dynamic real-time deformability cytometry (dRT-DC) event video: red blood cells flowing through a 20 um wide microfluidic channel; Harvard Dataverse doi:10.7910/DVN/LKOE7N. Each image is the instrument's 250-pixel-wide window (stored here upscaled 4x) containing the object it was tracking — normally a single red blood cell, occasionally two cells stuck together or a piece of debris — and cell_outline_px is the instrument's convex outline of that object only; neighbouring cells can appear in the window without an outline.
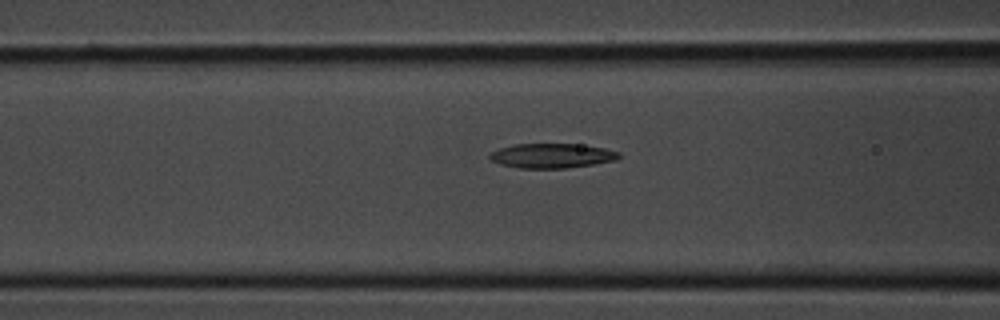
{"species": "common noctule bat (a hibernating species)", "species_latin": "Nyctalus noctula", "temperature_condition": "room temperature", "stored_images_in_passage": 30, "camera_frame_rate_fps": 3000, "um_per_image_px": 0.085, "animal": {"sex": "male", "body_mass_g": 20.1, "forearm_length_mm": 53.5}, "frame": {"image": 1, "passage_image": 8, "time_ms": 2.333, "image_size_px": [1000, 320], "cell_outline_px": [[620, 156], [616, 160], [568, 168], [520, 168], [500, 164], [492, 160], [488, 156], [492, 152], [500, 148], [516, 144], [572, 144], [604, 148], [620, 152]], "centroid_in_image_um": [46.91, 13.24], "position_along_channel_um": 119.7, "area_um2": 18.26}}
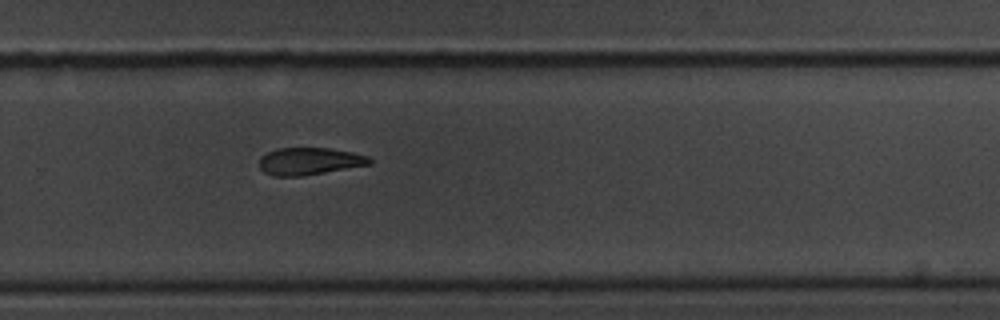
{"frame": {"image": 2, "passage_image": 18, "time_ms": 5.667, "image_size_px": [1000, 320], "cell_outline_px": [[372, 164], [304, 176], [272, 176], [264, 172], [260, 168], [260, 156], [268, 152], [280, 148], [328, 148], [352, 152], [368, 156], [372, 160]], "centroid_in_image_um": [26.31, 13.71], "position_along_channel_um": 303.5, "area_um2": 17.57}}
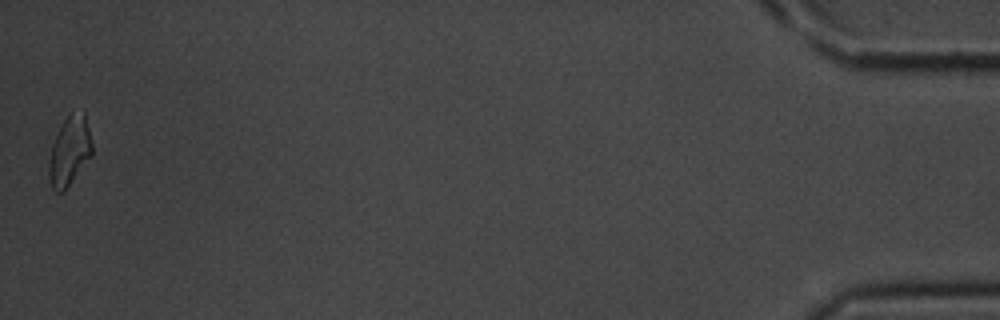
{"frame": {"image": 3, "passage_image": 30, "time_ms": 9.667, "image_size_px": [1000, 320], "cell_outline_px": [[92, 156], [64, 192], [56, 192], [52, 188], [48, 180], [48, 164], [52, 144], [64, 120], [72, 112], [84, 108], [92, 144]], "centroid_in_image_um": [5.92, 12.85], "position_along_channel_um": 429.3, "area_um2": 17.69}}